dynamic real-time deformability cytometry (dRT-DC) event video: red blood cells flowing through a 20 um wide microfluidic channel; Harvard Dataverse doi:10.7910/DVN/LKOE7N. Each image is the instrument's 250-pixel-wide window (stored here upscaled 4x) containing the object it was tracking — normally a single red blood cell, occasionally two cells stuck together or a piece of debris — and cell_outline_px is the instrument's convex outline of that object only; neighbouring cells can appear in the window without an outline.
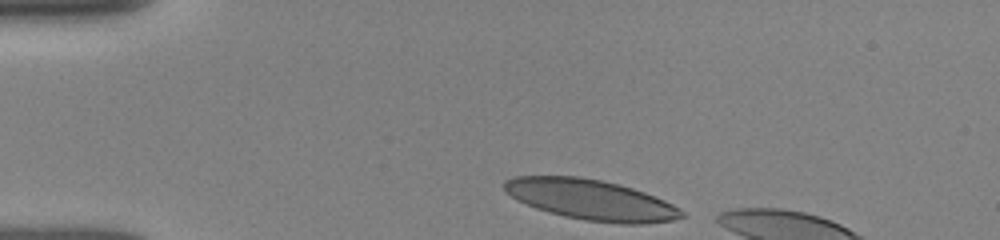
{"species": "human", "species_latin": "Homo sapiens", "temperature_condition": "room temperature", "stored_images_in_passage": 6, "camera_frame_rate_fps": 3000, "um_per_image_px": 0.085, "donor": {"sex": "female"}, "frame": {"image": 1, "passage_image": 1, "time_ms": 0.0, "image_size_px": [1000, 240], "cell_outline_px": [[688, 216], [672, 220], [644, 224], [620, 224], [584, 220], [564, 216], [548, 212], [536, 208], [516, 200], [504, 192], [504, 180], [512, 176], [580, 176], [620, 184], [644, 192], [664, 200], [672, 204], [684, 212]], "centroid_in_image_um": [50.21, 16.98], "position_along_channel_um": 34.8, "area_um2": 42.02}}